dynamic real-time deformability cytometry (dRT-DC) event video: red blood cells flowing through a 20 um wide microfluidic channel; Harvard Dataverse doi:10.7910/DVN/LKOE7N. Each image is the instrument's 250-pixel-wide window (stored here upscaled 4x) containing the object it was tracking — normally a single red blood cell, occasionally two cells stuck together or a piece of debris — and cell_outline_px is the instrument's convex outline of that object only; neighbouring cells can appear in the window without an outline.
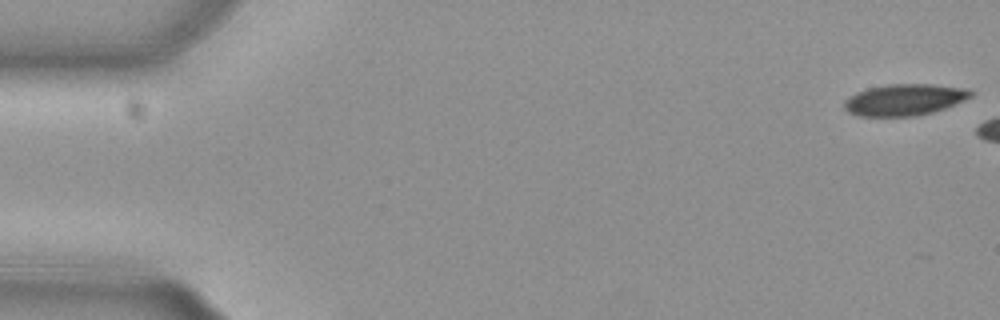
{"species": "common noctule bat (a hibernating species)", "species_latin": "Nyctalus noctula", "temperature_condition": "cold", "stored_images_in_passage": 7, "camera_frame_rate_fps": 3000, "um_per_image_px": 0.085, "animal": {"sex": "female", "body_mass_g": 29.2, "forearm_length_mm": 56.3}, "frame": {"image": 1, "passage_image": 1, "time_ms": 0.0, "image_size_px": [1000, 320], "cell_outline_px": [[976, 92], [972, 96], [964, 100], [944, 108], [932, 112], [916, 116], [860, 116], [848, 112], [844, 108], [844, 100], [868, 88], [888, 84], [932, 84], [964, 88]], "centroid_in_image_um": [76.9, 8.48], "position_along_channel_um": 8.1, "area_um2": 23.0}}